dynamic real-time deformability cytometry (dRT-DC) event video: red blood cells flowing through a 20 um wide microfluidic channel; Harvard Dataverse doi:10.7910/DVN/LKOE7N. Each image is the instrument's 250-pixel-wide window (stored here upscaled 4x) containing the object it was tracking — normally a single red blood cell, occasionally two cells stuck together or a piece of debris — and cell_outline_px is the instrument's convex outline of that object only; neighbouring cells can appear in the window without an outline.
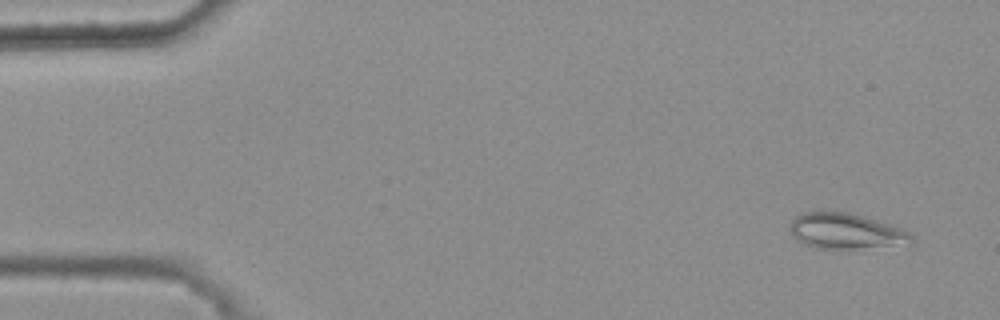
{"species": "common noctule bat (a hibernating species)", "species_latin": "Nyctalus noctula", "temperature_condition": "warm", "stored_images_in_passage": 46, "camera_frame_rate_fps": 3000, "um_per_image_px": 0.085, "animal": {"sex": "female", "body_mass_g": 25.1}, "frame": {"image": 1, "passage_image": 3, "time_ms": 0.667, "image_size_px": [1000, 320], "cell_outline_px": [[916, 240], [912, 244], [848, 252], [840, 252], [816, 248], [804, 244], [796, 240], [792, 236], [792, 220], [796, 216], [804, 212], [820, 208], [848, 212], [888, 224], [900, 228], [908, 232]], "centroid_in_image_um": [71.91, 19.69], "position_along_channel_um": 13.1, "area_um2": 26.82}}
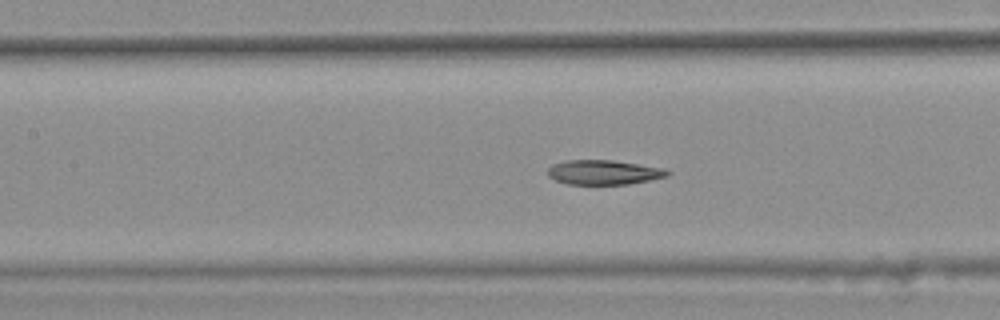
{"frame": {"image": 2, "passage_image": 24, "time_ms": 7.667, "image_size_px": [1000, 320], "cell_outline_px": [[672, 172], [668, 176], [628, 184], [568, 184], [556, 180], [548, 176], [548, 168], [552, 164], [568, 160], [612, 160], [664, 168]], "centroid_in_image_um": [51.32, 14.64], "position_along_channel_um": 156.1, "area_um2": 17.05}}
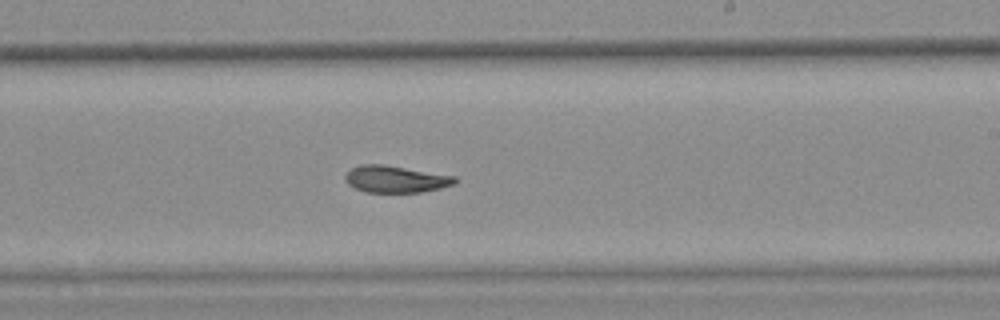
{"frame": {"image": 3, "passage_image": 32, "time_ms": 10.333, "image_size_px": [1000, 320], "cell_outline_px": [[456, 180], [452, 184], [440, 188], [420, 192], [364, 192], [348, 184], [344, 180], [344, 176], [352, 168], [360, 164], [384, 164], [456, 176]], "centroid_in_image_um": [33.59, 15.22], "position_along_channel_um": 255.4, "area_um2": 17.11}, "authors_computed_cell_mechanics": {"area_um2": 18.0914, "velocity_mm_per_s": 3.7385, "shape_relaxation_time_tau1_ms": 10.8014, "shape_relaxation_time_tau2_ms": 2.9742, "deformation_change_tau1": 0.2175, "deformation_change_tau2": 0.0807}}